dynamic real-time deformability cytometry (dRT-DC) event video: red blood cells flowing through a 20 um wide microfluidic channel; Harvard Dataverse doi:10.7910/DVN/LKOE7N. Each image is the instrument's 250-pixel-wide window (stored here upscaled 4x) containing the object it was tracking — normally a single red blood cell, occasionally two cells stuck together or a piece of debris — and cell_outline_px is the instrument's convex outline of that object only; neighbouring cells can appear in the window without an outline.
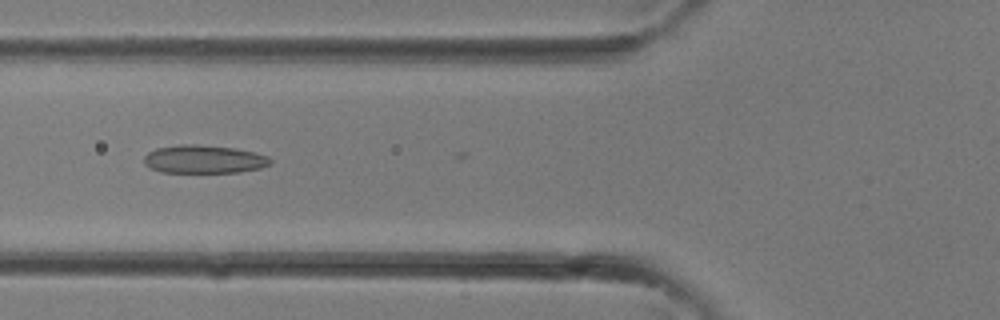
{"species": "common noctule bat (a hibernating species)", "species_latin": "Nyctalus noctula", "temperature_condition": "room temperature", "stored_images_in_passage": 20, "camera_frame_rate_fps": 3000, "um_per_image_px": 0.085, "animal": {"sex": "female"}, "frame": {"image": 1, "passage_image": 12, "time_ms": 3.667, "image_size_px": [1000, 320], "cell_outline_px": [[272, 164], [260, 168], [240, 172], [160, 172], [144, 164], [144, 156], [148, 152], [156, 148], [180, 144], [196, 144], [232, 148], [252, 152], [268, 156], [272, 160]], "centroid_in_image_um": [17.33, 13.53], "position_along_channel_um": 108.5, "area_um2": 20.69}}
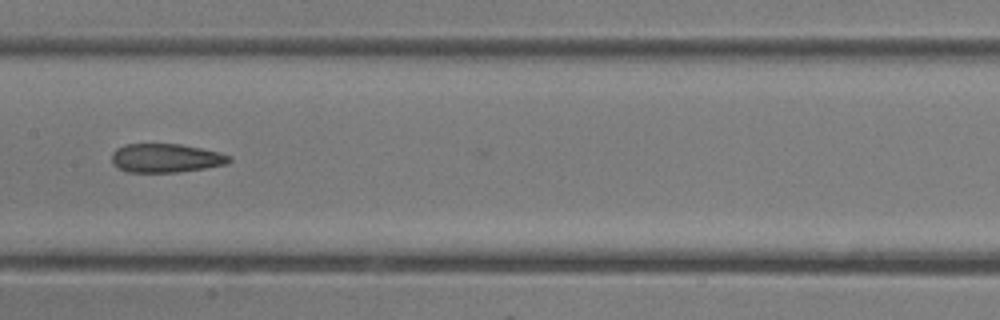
{"frame": {"image": 2, "passage_image": 16, "time_ms": 5.0, "image_size_px": [1000, 320], "cell_outline_px": [[232, 160], [228, 164], [180, 172], [128, 172], [112, 164], [112, 152], [116, 148], [124, 144], [180, 144], [220, 152], [232, 156]], "centroid_in_image_um": [14.11, 13.43], "position_along_channel_um": 193.3, "area_um2": 19.83}}
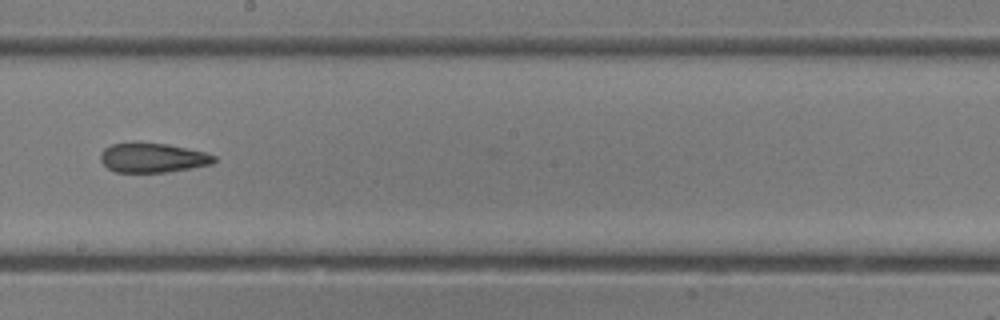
{"frame": {"image": 3, "passage_image": 18, "time_ms": 5.667, "image_size_px": [1000, 320], "cell_outline_px": [[216, 160], [212, 164], [192, 168], [164, 172], [116, 172], [108, 168], [100, 160], [100, 152], [104, 148], [112, 144], [132, 140], [136, 140], [168, 144], [204, 152], [216, 156]], "centroid_in_image_um": [12.93, 13.37], "position_along_channel_um": 235.3, "area_um2": 20.0}}